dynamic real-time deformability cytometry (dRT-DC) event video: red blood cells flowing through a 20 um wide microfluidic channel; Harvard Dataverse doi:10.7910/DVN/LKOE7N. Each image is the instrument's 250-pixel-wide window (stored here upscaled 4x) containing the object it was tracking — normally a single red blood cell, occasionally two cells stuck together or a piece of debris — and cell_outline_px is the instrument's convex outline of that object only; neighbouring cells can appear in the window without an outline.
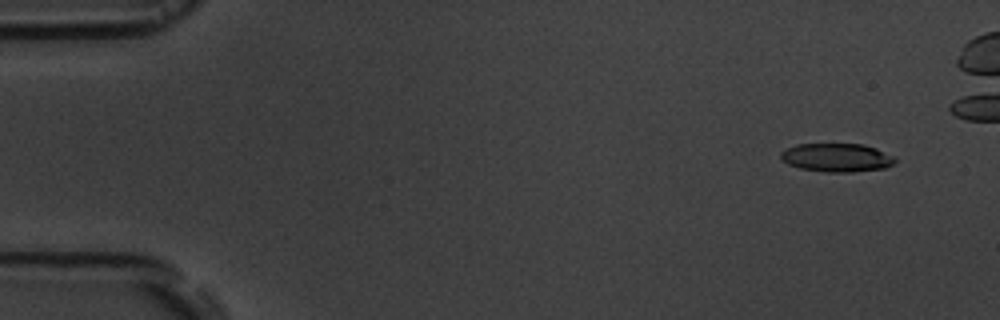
{"species": "common noctule bat (a hibernating species)", "species_latin": "Nyctalus noctula", "temperature_condition": "room temperature", "stored_images_in_passage": 7, "camera_frame_rate_fps": 3000, "um_per_image_px": 0.085, "animal": {"sex": "male", "body_mass_g": 19.5, "forearm_length_mm": 54.6}, "frame": {"image": 1, "passage_image": 1, "time_ms": 0.0, "image_size_px": [1000, 320], "cell_outline_px": [[896, 160], [892, 164], [884, 168], [852, 172], [828, 172], [800, 168], [788, 164], [780, 156], [780, 152], [796, 144], [864, 144], [876, 148], [892, 156]], "centroid_in_image_um": [71.11, 13.39], "position_along_channel_um": 13.9, "area_um2": 18.79}}
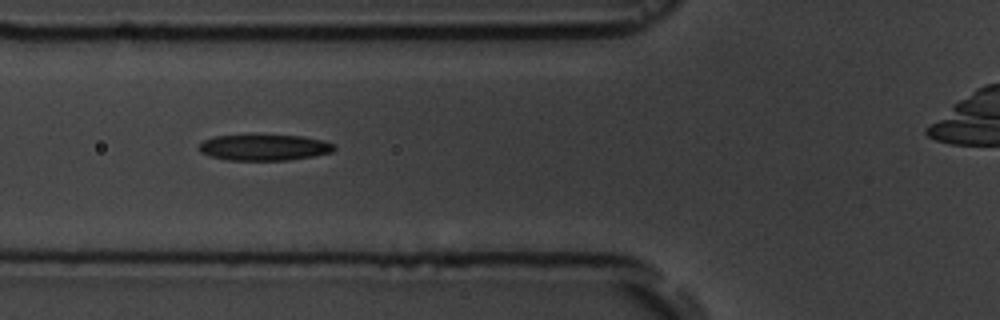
{"frame": {"image": 2, "passage_image": 6, "time_ms": 5.667, "image_size_px": [1000, 320], "cell_outline_px": [[336, 148], [332, 152], [312, 156], [288, 160], [228, 160], [208, 156], [200, 152], [200, 144], [204, 140], [212, 136], [256, 132], [304, 136], [324, 140], [336, 144]], "centroid_in_image_um": [22.45, 12.47], "position_along_channel_um": 103.3, "area_um2": 21.68}}
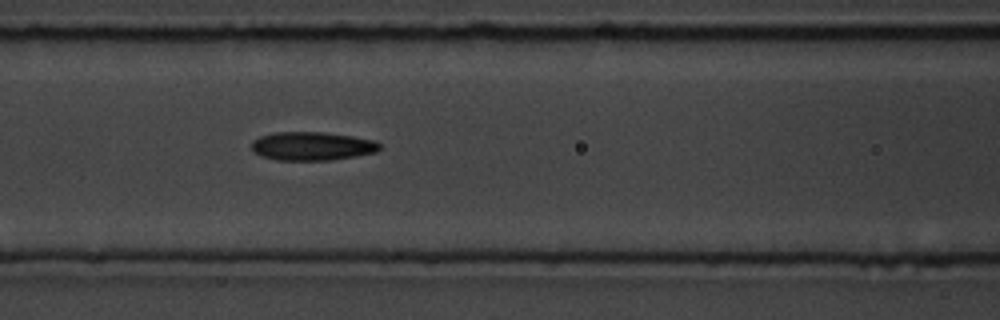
{"frame": {"image": 3, "passage_image": 7, "time_ms": 6.667, "image_size_px": [1000, 320], "cell_outline_px": [[380, 148], [376, 152], [356, 156], [332, 160], [276, 160], [260, 156], [252, 152], [252, 140], [260, 136], [276, 132], [324, 132], [352, 136], [376, 140], [380, 144]], "centroid_in_image_um": [26.51, 12.42], "position_along_channel_um": 140.1, "area_um2": 21.5}}